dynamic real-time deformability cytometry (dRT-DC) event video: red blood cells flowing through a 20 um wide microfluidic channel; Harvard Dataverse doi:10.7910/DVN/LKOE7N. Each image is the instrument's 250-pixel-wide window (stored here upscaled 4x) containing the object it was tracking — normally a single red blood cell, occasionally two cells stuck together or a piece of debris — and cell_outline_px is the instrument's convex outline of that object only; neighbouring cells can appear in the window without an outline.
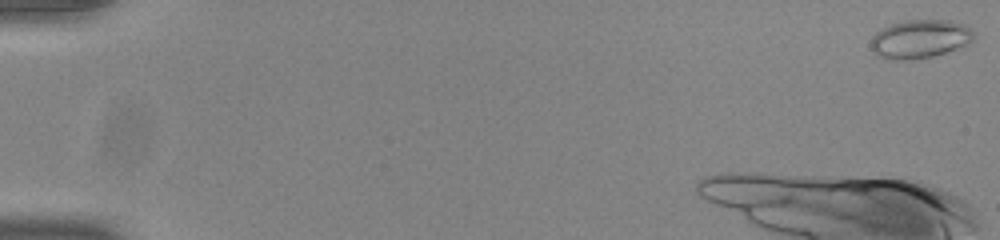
{"species": "common noctule bat (a hibernating species)", "species_latin": "Nyctalus noctula", "temperature_condition": "room temperature", "stored_images_in_passage": 50, "camera_frame_rate_fps": 3000, "um_per_image_px": 0.085, "animal": {"sex": "male", "body_mass_g": 20.0, "forearm_length_mm": 53.3}, "frame": {"image": 1, "passage_image": 1, "time_ms": 0.0, "image_size_px": [1000, 240], "cell_outline_px": [[976, 32], [972, 40], [968, 44], [932, 56], [916, 60], [888, 60], [876, 56], [872, 48], [872, 36], [876, 32], [892, 24], [904, 20], [952, 20], [964, 24]], "centroid_in_image_um": [78.2, 3.32], "position_along_channel_um": 6.8, "area_um2": 23.24}}
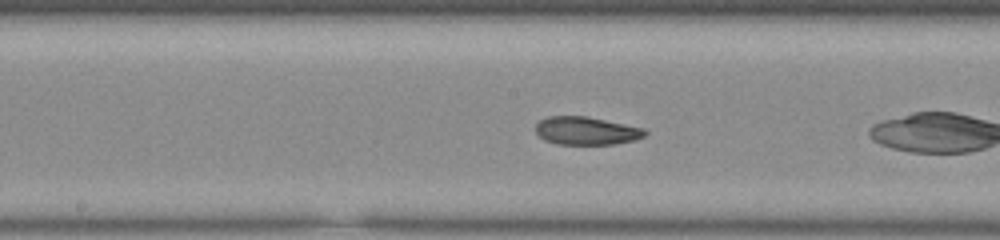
{"frame": {"image": 2, "passage_image": 24, "time_ms": 7.667, "image_size_px": [1000, 240], "cell_outline_px": [[648, 132], [644, 136], [632, 140], [612, 144], [556, 144], [544, 140], [536, 132], [536, 124], [540, 120], [548, 116], [588, 116], [644, 128]], "centroid_in_image_um": [49.82, 11.11], "position_along_channel_um": 198.4, "area_um2": 17.8}}
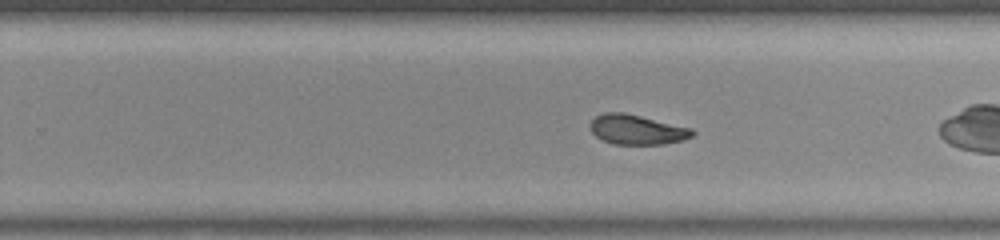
{"frame": {"image": 3, "passage_image": 30, "time_ms": 9.667, "image_size_px": [1000, 240], "cell_outline_px": [[696, 132], [692, 136], [684, 140], [664, 144], [612, 144], [596, 136], [592, 132], [588, 124], [596, 116], [604, 112], [624, 112], [692, 128]], "centroid_in_image_um": [54.14, 11.01], "position_along_channel_um": 275.7, "area_um2": 17.8}, "authors_computed_cell_mechanics": {"area_um2": 18.9295, "velocity_mm_per_s": 3.8755, "shape_relaxation_time_tau1_ms": 4.5785, "shape_relaxation_time_tau2_ms": 2.0525, "deformation_change_tau1": 0.1365, "deformation_change_tau2": 0.0694}}